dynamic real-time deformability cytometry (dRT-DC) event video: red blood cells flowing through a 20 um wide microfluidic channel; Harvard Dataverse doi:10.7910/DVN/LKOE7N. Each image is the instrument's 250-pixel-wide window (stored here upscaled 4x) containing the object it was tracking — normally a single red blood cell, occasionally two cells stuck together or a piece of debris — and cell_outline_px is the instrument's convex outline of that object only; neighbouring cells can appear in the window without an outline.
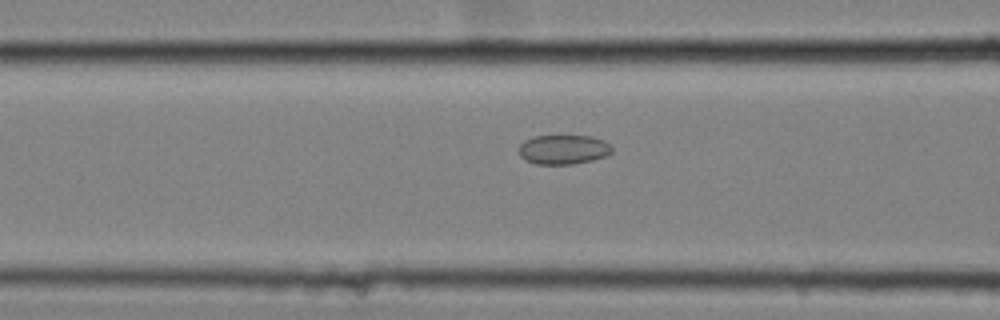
{"species": "common noctule bat (a hibernating species)", "species_latin": "Nyctalus noctula", "temperature_condition": "cold", "stored_images_in_passage": 44, "camera_frame_rate_fps": 3000, "um_per_image_px": 0.085, "animal": {"sex": "female", "body_mass_g": 25.1}, "frame": {"image": 1, "passage_image": 10, "time_ms": 3.0, "image_size_px": [1000, 320], "cell_outline_px": [[612, 152], [604, 156], [592, 160], [572, 164], [536, 164], [524, 160], [520, 156], [520, 144], [524, 140], [532, 136], [592, 136], [604, 140], [612, 148]], "centroid_in_image_um": [47.86, 12.7], "position_along_channel_um": 118.7, "area_um2": 15.95}}
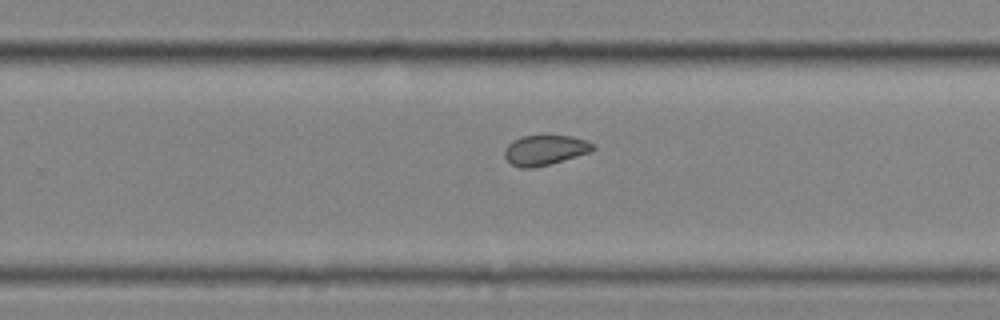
{"frame": {"image": 2, "passage_image": 24, "time_ms": 7.667, "image_size_px": [1000, 320], "cell_outline_px": [[596, 148], [588, 152], [564, 160], [532, 168], [520, 168], [512, 164], [504, 156], [504, 148], [512, 140], [520, 136], [572, 136], [596, 144]], "centroid_in_image_um": [46.29, 12.75], "position_along_channel_um": 283.5, "area_um2": 15.37}}
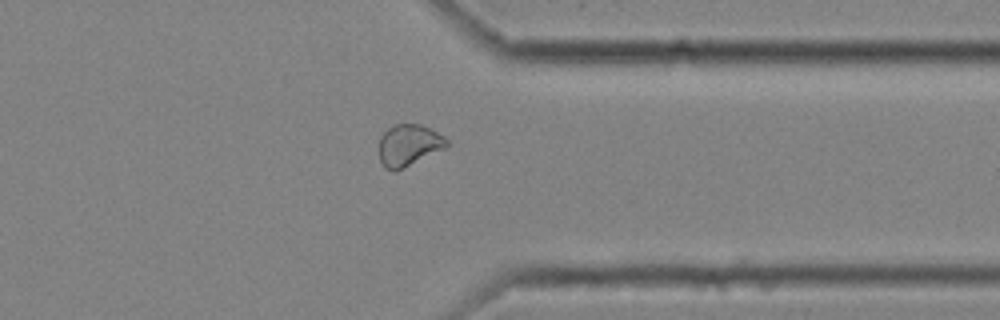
{"frame": {"image": 3, "passage_image": 32, "time_ms": 10.333, "image_size_px": [1000, 320], "cell_outline_px": [[448, 144], [444, 148], [396, 172], [392, 172], [384, 168], [380, 160], [380, 136], [392, 124], [420, 124], [444, 136], [448, 140]], "centroid_in_image_um": [34.71, 12.35], "position_along_channel_um": 376.7, "area_um2": 16.36}, "authors_computed_cell_mechanics": {"area_um2": 16.2996, "velocity_mm_per_s": 3.5347, "shape_relaxation_time_tau1_ms": null, "shape_relaxation_time_tau2_ms": 2.1626, "deformation_change_tau1": null, "deformation_change_tau2": 0.0662}}